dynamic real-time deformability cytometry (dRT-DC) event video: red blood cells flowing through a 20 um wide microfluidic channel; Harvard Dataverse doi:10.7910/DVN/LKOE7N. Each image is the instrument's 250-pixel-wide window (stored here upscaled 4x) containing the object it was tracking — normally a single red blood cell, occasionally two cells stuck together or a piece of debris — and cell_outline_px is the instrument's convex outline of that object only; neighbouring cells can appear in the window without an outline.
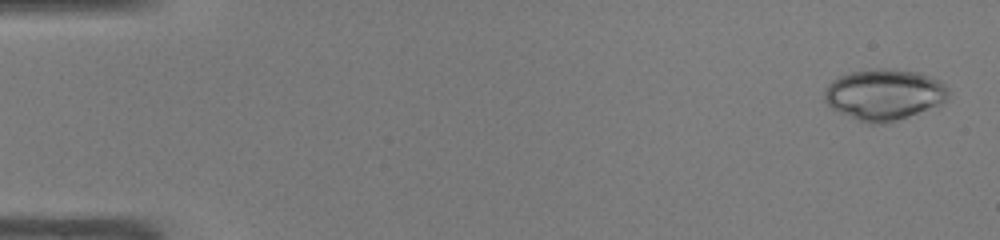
{"species": "common noctule bat (a hibernating species)", "species_latin": "Nyctalus noctula", "temperature_condition": "warm", "stored_images_in_passage": 48, "camera_frame_rate_fps": 3000, "um_per_image_px": 0.085, "animal": {"sex": "male", "body_mass_g": 19.0, "forearm_length_mm": 50.8}, "frame": {"image": 1, "passage_image": 2, "time_ms": 0.333, "image_size_px": [1000, 240], "cell_outline_px": [[948, 96], [940, 104], [884, 124], [868, 124], [840, 112], [832, 108], [824, 100], [824, 92], [828, 84], [832, 80], [840, 76], [852, 72], [876, 68], [888, 68], [916, 72], [940, 80], [948, 88]], "centroid_in_image_um": [75.13, 8.02], "position_along_channel_um": 9.9, "area_um2": 36.41}}
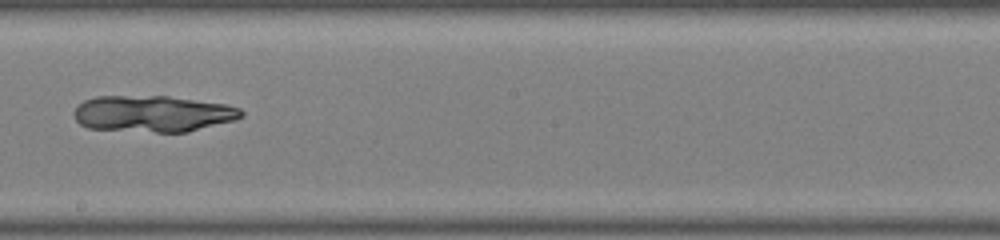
{"frame": {"image": 2, "passage_image": 28, "time_ms": 9.0, "image_size_px": [1000, 240], "cell_outline_px": [[244, 116], [236, 120], [188, 132], [156, 132], [88, 128], [80, 124], [76, 120], [72, 112], [84, 100], [96, 96], [168, 96], [224, 104], [240, 108], [244, 112]], "centroid_in_image_um": [13.01, 9.67], "position_along_channel_um": 235.2, "area_um2": 35.55}}
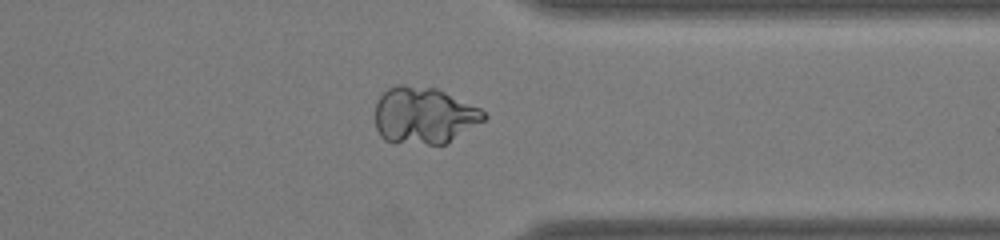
{"frame": {"image": 3, "passage_image": 38, "time_ms": 12.333, "image_size_px": [1000, 240], "cell_outline_px": [[488, 116], [484, 120], [444, 144], [428, 144], [384, 140], [380, 136], [376, 128], [376, 104], [380, 96], [388, 88], [396, 84], [404, 84], [436, 88], [480, 108]], "centroid_in_image_um": [36.02, 9.79], "position_along_channel_um": 375.4, "area_um2": 35.6}}